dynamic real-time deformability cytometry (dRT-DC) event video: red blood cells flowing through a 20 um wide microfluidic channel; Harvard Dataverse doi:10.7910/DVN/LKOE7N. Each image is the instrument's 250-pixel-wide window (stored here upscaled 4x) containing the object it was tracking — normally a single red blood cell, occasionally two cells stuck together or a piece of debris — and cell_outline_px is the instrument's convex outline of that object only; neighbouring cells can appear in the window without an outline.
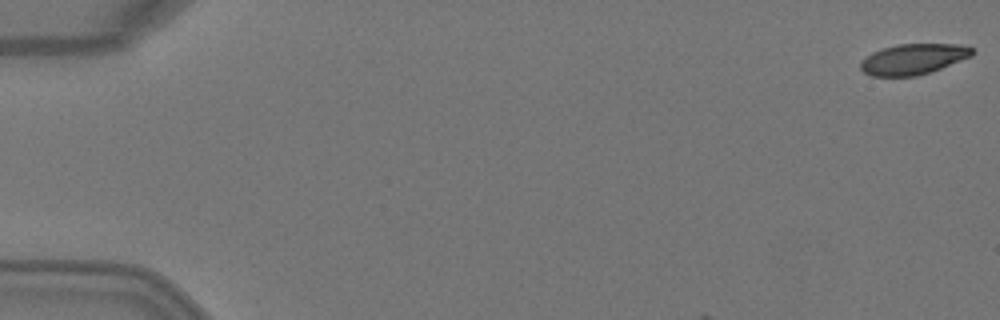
{"species": "Egyptian fruit bat (a non-hibernating species)", "species_latin": "Rousettus aegyptiacus", "temperature_condition": "warm", "stored_images_in_passage": 5, "camera_frame_rate_fps": 3000, "um_per_image_px": 0.085, "animal": {"sex": "female"}, "frame": {"image": 1, "passage_image": 1, "time_ms": 0.0, "image_size_px": [1000, 320], "cell_outline_px": [[976, 52], [972, 56], [940, 68], [916, 76], [872, 76], [864, 72], [860, 68], [860, 60], [872, 52], [884, 48], [900, 44], [960, 44], [972, 48]], "centroid_in_image_um": [77.62, 5.02], "position_along_channel_um": 7.4, "area_um2": 19.83}}
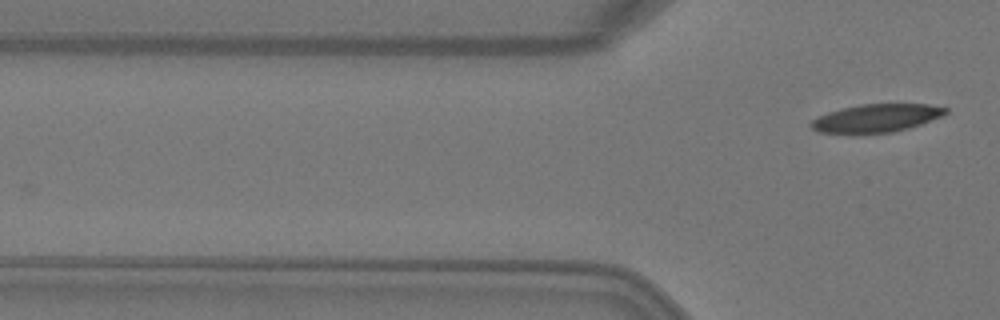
{"frame": {"image": 2, "passage_image": 5, "time_ms": 1.333, "image_size_px": [1000, 320], "cell_outline_px": [[948, 112], [940, 116], [920, 124], [908, 128], [892, 132], [852, 136], [820, 132], [812, 128], [808, 124], [816, 116], [828, 112], [860, 104], [928, 104], [948, 108]], "centroid_in_image_um": [74.39, 10.08], "position_along_channel_um": 51.4, "area_um2": 22.54}}